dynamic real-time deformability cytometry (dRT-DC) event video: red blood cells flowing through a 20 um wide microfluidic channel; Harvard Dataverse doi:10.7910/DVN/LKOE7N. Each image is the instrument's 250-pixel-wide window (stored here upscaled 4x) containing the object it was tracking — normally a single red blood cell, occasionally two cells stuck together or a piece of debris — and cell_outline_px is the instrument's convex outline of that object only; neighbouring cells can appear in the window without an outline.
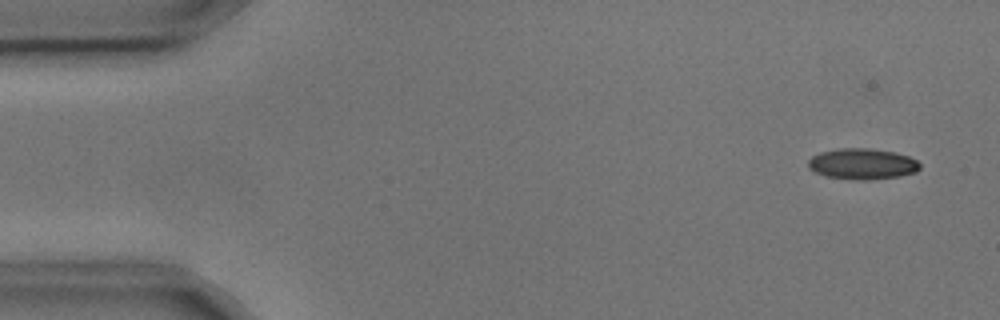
{"species": "common noctule bat (a hibernating species)", "species_latin": "Nyctalus noctula", "temperature_condition": "cold", "stored_images_in_passage": 8, "camera_frame_rate_fps": 3000, "um_per_image_px": 0.085, "animal": {"sex": "male", "body_mass_g": 17.9, "forearm_length_mm": 54.2}, "frame": {"image": 1, "passage_image": 1, "time_ms": 0.0, "image_size_px": [1000, 320], "cell_outline_px": [[920, 168], [916, 172], [900, 176], [868, 180], [856, 180], [824, 176], [808, 168], [808, 160], [812, 156], [820, 152], [836, 148], [868, 148], [896, 152], [908, 156], [916, 160], [920, 164]], "centroid_in_image_um": [73.29, 13.93], "position_along_channel_um": 11.7, "area_um2": 20.29}}
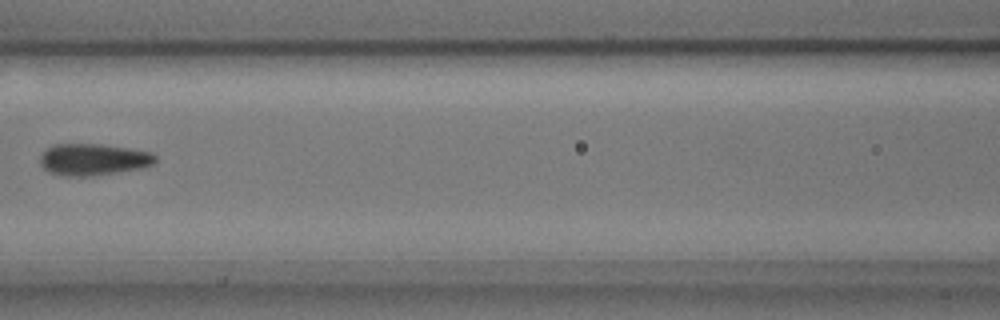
{"frame": {"image": 2, "passage_image": 6, "time_ms": 1.667, "image_size_px": [1000, 320], "cell_outline_px": [[156, 164], [140, 168], [92, 176], [64, 176], [48, 172], [40, 164], [40, 156], [44, 148], [52, 144], [100, 144], [128, 148], [152, 152], [156, 156]], "centroid_in_image_um": [7.9, 13.55], "position_along_channel_um": 158.7, "area_um2": 21.5}}
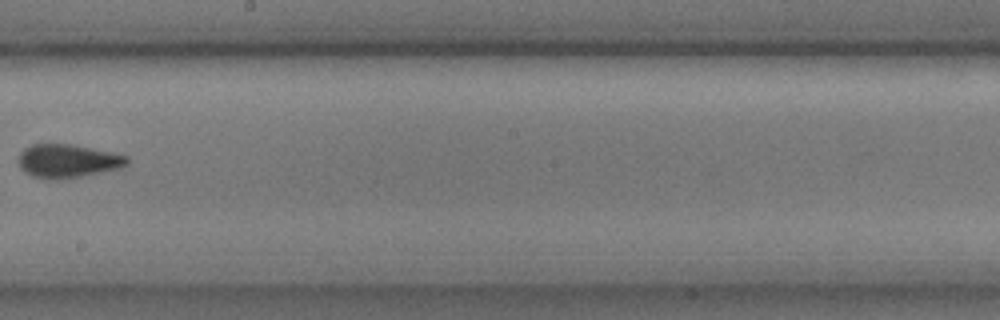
{"frame": {"image": 3, "passage_image": 8, "time_ms": 2.333, "image_size_px": [1000, 320], "cell_outline_px": [[128, 164], [120, 168], [80, 176], [56, 180], [32, 176], [24, 172], [20, 168], [20, 152], [24, 148], [32, 144], [72, 144], [112, 152], [128, 156]], "centroid_in_image_um": [5.75, 13.67], "position_along_channel_um": 242.4, "area_um2": 21.04}}